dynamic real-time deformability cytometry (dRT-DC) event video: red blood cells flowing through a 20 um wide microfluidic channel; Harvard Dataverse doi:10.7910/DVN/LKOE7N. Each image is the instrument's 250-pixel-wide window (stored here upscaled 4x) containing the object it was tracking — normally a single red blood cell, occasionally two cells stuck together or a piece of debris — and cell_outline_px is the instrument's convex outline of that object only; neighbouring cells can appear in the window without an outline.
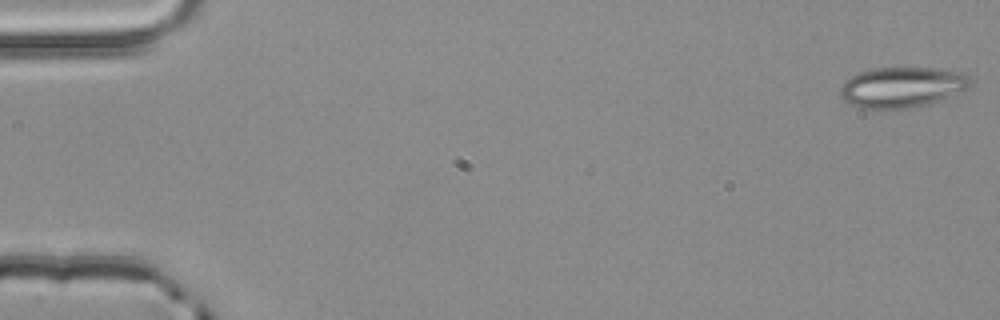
{"species": "common noctule bat (a hibernating species)", "species_latin": "Nyctalus noctula", "temperature_condition": "room temperature", "stored_images_in_passage": 4, "camera_frame_rate_fps": 3000, "um_per_image_px": 0.085, "animal": {"sex": "male", "body_mass_g": 20.4}, "frame": {"image": 1, "passage_image": 4, "time_ms": 1.0, "image_size_px": [1000, 320], "cell_outline_px": [[976, 80], [968, 88], [940, 100], [928, 104], [908, 108], [884, 112], [860, 108], [844, 100], [840, 96], [840, 88], [844, 80], [860, 72], [876, 68], [940, 68], [964, 72]], "centroid_in_image_um": [76.7, 7.44], "position_along_channel_um": 8.3, "area_um2": 31.56}}